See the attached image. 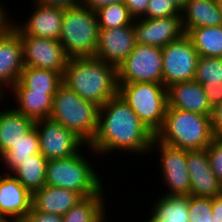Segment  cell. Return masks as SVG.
<instances>
[{"label":"cell","instance_id":"obj_48","mask_svg":"<svg viewBox=\"0 0 222 222\" xmlns=\"http://www.w3.org/2000/svg\"><path fill=\"white\" fill-rule=\"evenodd\" d=\"M4 96L2 94H0V104H3L2 101L4 100L3 98Z\"/></svg>","mask_w":222,"mask_h":222},{"label":"cell","instance_id":"obj_4","mask_svg":"<svg viewBox=\"0 0 222 222\" xmlns=\"http://www.w3.org/2000/svg\"><path fill=\"white\" fill-rule=\"evenodd\" d=\"M99 108L62 83L53 97L49 118L76 133L89 145L97 133Z\"/></svg>","mask_w":222,"mask_h":222},{"label":"cell","instance_id":"obj_17","mask_svg":"<svg viewBox=\"0 0 222 222\" xmlns=\"http://www.w3.org/2000/svg\"><path fill=\"white\" fill-rule=\"evenodd\" d=\"M33 3L35 6L30 18L25 19L27 21L23 24L14 21L13 25L25 36L59 40L64 10Z\"/></svg>","mask_w":222,"mask_h":222},{"label":"cell","instance_id":"obj_42","mask_svg":"<svg viewBox=\"0 0 222 222\" xmlns=\"http://www.w3.org/2000/svg\"><path fill=\"white\" fill-rule=\"evenodd\" d=\"M213 219L216 222H222V195L212 198Z\"/></svg>","mask_w":222,"mask_h":222},{"label":"cell","instance_id":"obj_2","mask_svg":"<svg viewBox=\"0 0 222 222\" xmlns=\"http://www.w3.org/2000/svg\"><path fill=\"white\" fill-rule=\"evenodd\" d=\"M62 79L82 99L99 107L118 95L117 67L94 56L69 58Z\"/></svg>","mask_w":222,"mask_h":222},{"label":"cell","instance_id":"obj_28","mask_svg":"<svg viewBox=\"0 0 222 222\" xmlns=\"http://www.w3.org/2000/svg\"><path fill=\"white\" fill-rule=\"evenodd\" d=\"M186 35L199 56L222 58V25L194 28Z\"/></svg>","mask_w":222,"mask_h":222},{"label":"cell","instance_id":"obj_15","mask_svg":"<svg viewBox=\"0 0 222 222\" xmlns=\"http://www.w3.org/2000/svg\"><path fill=\"white\" fill-rule=\"evenodd\" d=\"M191 196L215 197L220 195V180L212 171L207 149L187 150Z\"/></svg>","mask_w":222,"mask_h":222},{"label":"cell","instance_id":"obj_20","mask_svg":"<svg viewBox=\"0 0 222 222\" xmlns=\"http://www.w3.org/2000/svg\"><path fill=\"white\" fill-rule=\"evenodd\" d=\"M82 198L73 190L44 185L32 194V207L36 211L63 216Z\"/></svg>","mask_w":222,"mask_h":222},{"label":"cell","instance_id":"obj_44","mask_svg":"<svg viewBox=\"0 0 222 222\" xmlns=\"http://www.w3.org/2000/svg\"><path fill=\"white\" fill-rule=\"evenodd\" d=\"M0 222H12L4 214L0 212Z\"/></svg>","mask_w":222,"mask_h":222},{"label":"cell","instance_id":"obj_39","mask_svg":"<svg viewBox=\"0 0 222 222\" xmlns=\"http://www.w3.org/2000/svg\"><path fill=\"white\" fill-rule=\"evenodd\" d=\"M202 87L212 108L222 102V85Z\"/></svg>","mask_w":222,"mask_h":222},{"label":"cell","instance_id":"obj_46","mask_svg":"<svg viewBox=\"0 0 222 222\" xmlns=\"http://www.w3.org/2000/svg\"><path fill=\"white\" fill-rule=\"evenodd\" d=\"M217 1V4H218V7H219V10L222 14V0H216Z\"/></svg>","mask_w":222,"mask_h":222},{"label":"cell","instance_id":"obj_6","mask_svg":"<svg viewBox=\"0 0 222 222\" xmlns=\"http://www.w3.org/2000/svg\"><path fill=\"white\" fill-rule=\"evenodd\" d=\"M98 36L96 11L82 4L64 10L59 41L69 58L94 56Z\"/></svg>","mask_w":222,"mask_h":222},{"label":"cell","instance_id":"obj_37","mask_svg":"<svg viewBox=\"0 0 222 222\" xmlns=\"http://www.w3.org/2000/svg\"><path fill=\"white\" fill-rule=\"evenodd\" d=\"M149 0H124L130 15L134 19L141 18L147 9Z\"/></svg>","mask_w":222,"mask_h":222},{"label":"cell","instance_id":"obj_49","mask_svg":"<svg viewBox=\"0 0 222 222\" xmlns=\"http://www.w3.org/2000/svg\"><path fill=\"white\" fill-rule=\"evenodd\" d=\"M3 174V175H2ZM0 174V180L2 179V177L4 176L5 173Z\"/></svg>","mask_w":222,"mask_h":222},{"label":"cell","instance_id":"obj_35","mask_svg":"<svg viewBox=\"0 0 222 222\" xmlns=\"http://www.w3.org/2000/svg\"><path fill=\"white\" fill-rule=\"evenodd\" d=\"M21 222H63L60 215L36 211L31 207L28 215Z\"/></svg>","mask_w":222,"mask_h":222},{"label":"cell","instance_id":"obj_34","mask_svg":"<svg viewBox=\"0 0 222 222\" xmlns=\"http://www.w3.org/2000/svg\"><path fill=\"white\" fill-rule=\"evenodd\" d=\"M207 153L209 163L212 171L222 179V138L215 137L212 142L207 146Z\"/></svg>","mask_w":222,"mask_h":222},{"label":"cell","instance_id":"obj_9","mask_svg":"<svg viewBox=\"0 0 222 222\" xmlns=\"http://www.w3.org/2000/svg\"><path fill=\"white\" fill-rule=\"evenodd\" d=\"M163 85L192 81L195 78L198 52L190 38L184 34L162 48Z\"/></svg>","mask_w":222,"mask_h":222},{"label":"cell","instance_id":"obj_38","mask_svg":"<svg viewBox=\"0 0 222 222\" xmlns=\"http://www.w3.org/2000/svg\"><path fill=\"white\" fill-rule=\"evenodd\" d=\"M34 2L47 6L66 10L81 4V0H34Z\"/></svg>","mask_w":222,"mask_h":222},{"label":"cell","instance_id":"obj_24","mask_svg":"<svg viewBox=\"0 0 222 222\" xmlns=\"http://www.w3.org/2000/svg\"><path fill=\"white\" fill-rule=\"evenodd\" d=\"M62 83V75L59 72L50 69L24 67L18 81L11 89H30L32 92L56 94Z\"/></svg>","mask_w":222,"mask_h":222},{"label":"cell","instance_id":"obj_26","mask_svg":"<svg viewBox=\"0 0 222 222\" xmlns=\"http://www.w3.org/2000/svg\"><path fill=\"white\" fill-rule=\"evenodd\" d=\"M104 188L91 196L83 197L63 216V222H106Z\"/></svg>","mask_w":222,"mask_h":222},{"label":"cell","instance_id":"obj_3","mask_svg":"<svg viewBox=\"0 0 222 222\" xmlns=\"http://www.w3.org/2000/svg\"><path fill=\"white\" fill-rule=\"evenodd\" d=\"M155 138L166 145L184 150L206 149L215 138L211 116L167 106L164 123Z\"/></svg>","mask_w":222,"mask_h":222},{"label":"cell","instance_id":"obj_31","mask_svg":"<svg viewBox=\"0 0 222 222\" xmlns=\"http://www.w3.org/2000/svg\"><path fill=\"white\" fill-rule=\"evenodd\" d=\"M194 80L202 86L222 85V58L199 56Z\"/></svg>","mask_w":222,"mask_h":222},{"label":"cell","instance_id":"obj_14","mask_svg":"<svg viewBox=\"0 0 222 222\" xmlns=\"http://www.w3.org/2000/svg\"><path fill=\"white\" fill-rule=\"evenodd\" d=\"M136 46L133 23L112 29H99L94 57L119 67Z\"/></svg>","mask_w":222,"mask_h":222},{"label":"cell","instance_id":"obj_13","mask_svg":"<svg viewBox=\"0 0 222 222\" xmlns=\"http://www.w3.org/2000/svg\"><path fill=\"white\" fill-rule=\"evenodd\" d=\"M136 44L163 48L181 38L185 32L181 16L138 18L133 21Z\"/></svg>","mask_w":222,"mask_h":222},{"label":"cell","instance_id":"obj_16","mask_svg":"<svg viewBox=\"0 0 222 222\" xmlns=\"http://www.w3.org/2000/svg\"><path fill=\"white\" fill-rule=\"evenodd\" d=\"M25 67L23 47L19 34L10 28L0 37V94L12 88Z\"/></svg>","mask_w":222,"mask_h":222},{"label":"cell","instance_id":"obj_23","mask_svg":"<svg viewBox=\"0 0 222 222\" xmlns=\"http://www.w3.org/2000/svg\"><path fill=\"white\" fill-rule=\"evenodd\" d=\"M10 92L16 102L13 107L26 117L34 121L50 117L55 94L32 92L30 89H11Z\"/></svg>","mask_w":222,"mask_h":222},{"label":"cell","instance_id":"obj_36","mask_svg":"<svg viewBox=\"0 0 222 222\" xmlns=\"http://www.w3.org/2000/svg\"><path fill=\"white\" fill-rule=\"evenodd\" d=\"M211 128L214 137L222 138V102L212 108Z\"/></svg>","mask_w":222,"mask_h":222},{"label":"cell","instance_id":"obj_40","mask_svg":"<svg viewBox=\"0 0 222 222\" xmlns=\"http://www.w3.org/2000/svg\"><path fill=\"white\" fill-rule=\"evenodd\" d=\"M0 3V37H2L10 28H12V16H8L7 9ZM11 20H10V18ZM11 21V22H10Z\"/></svg>","mask_w":222,"mask_h":222},{"label":"cell","instance_id":"obj_8","mask_svg":"<svg viewBox=\"0 0 222 222\" xmlns=\"http://www.w3.org/2000/svg\"><path fill=\"white\" fill-rule=\"evenodd\" d=\"M118 84L135 82L163 84L162 48L136 44L117 68Z\"/></svg>","mask_w":222,"mask_h":222},{"label":"cell","instance_id":"obj_29","mask_svg":"<svg viewBox=\"0 0 222 222\" xmlns=\"http://www.w3.org/2000/svg\"><path fill=\"white\" fill-rule=\"evenodd\" d=\"M40 154L39 134L34 126L22 139L0 159L3 161L4 168L11 174L22 161L29 159V156Z\"/></svg>","mask_w":222,"mask_h":222},{"label":"cell","instance_id":"obj_32","mask_svg":"<svg viewBox=\"0 0 222 222\" xmlns=\"http://www.w3.org/2000/svg\"><path fill=\"white\" fill-rule=\"evenodd\" d=\"M181 16V10L173 0H149L145 14L141 18H163Z\"/></svg>","mask_w":222,"mask_h":222},{"label":"cell","instance_id":"obj_12","mask_svg":"<svg viewBox=\"0 0 222 222\" xmlns=\"http://www.w3.org/2000/svg\"><path fill=\"white\" fill-rule=\"evenodd\" d=\"M12 28L20 36L25 67L50 69L63 76L69 57L59 40L25 36L13 24Z\"/></svg>","mask_w":222,"mask_h":222},{"label":"cell","instance_id":"obj_11","mask_svg":"<svg viewBox=\"0 0 222 222\" xmlns=\"http://www.w3.org/2000/svg\"><path fill=\"white\" fill-rule=\"evenodd\" d=\"M156 148V149H155ZM153 149L160 152L159 167L162 178L169 192L163 193L168 196H189L191 190L189 172L187 170V150L166 145L156 138L151 145Z\"/></svg>","mask_w":222,"mask_h":222},{"label":"cell","instance_id":"obj_43","mask_svg":"<svg viewBox=\"0 0 222 222\" xmlns=\"http://www.w3.org/2000/svg\"><path fill=\"white\" fill-rule=\"evenodd\" d=\"M189 0H173L177 7L181 10Z\"/></svg>","mask_w":222,"mask_h":222},{"label":"cell","instance_id":"obj_5","mask_svg":"<svg viewBox=\"0 0 222 222\" xmlns=\"http://www.w3.org/2000/svg\"><path fill=\"white\" fill-rule=\"evenodd\" d=\"M85 156L80 151L68 158L49 160L45 185L73 190L82 197L98 194L105 185L102 184V175Z\"/></svg>","mask_w":222,"mask_h":222},{"label":"cell","instance_id":"obj_19","mask_svg":"<svg viewBox=\"0 0 222 222\" xmlns=\"http://www.w3.org/2000/svg\"><path fill=\"white\" fill-rule=\"evenodd\" d=\"M168 106L211 116L212 107L202 85L195 80L174 83L167 88Z\"/></svg>","mask_w":222,"mask_h":222},{"label":"cell","instance_id":"obj_47","mask_svg":"<svg viewBox=\"0 0 222 222\" xmlns=\"http://www.w3.org/2000/svg\"><path fill=\"white\" fill-rule=\"evenodd\" d=\"M220 195H222V179L220 180Z\"/></svg>","mask_w":222,"mask_h":222},{"label":"cell","instance_id":"obj_1","mask_svg":"<svg viewBox=\"0 0 222 222\" xmlns=\"http://www.w3.org/2000/svg\"><path fill=\"white\" fill-rule=\"evenodd\" d=\"M154 139L155 134L118 94L99 108L97 133L87 148L99 156L116 150L140 156L152 154Z\"/></svg>","mask_w":222,"mask_h":222},{"label":"cell","instance_id":"obj_22","mask_svg":"<svg viewBox=\"0 0 222 222\" xmlns=\"http://www.w3.org/2000/svg\"><path fill=\"white\" fill-rule=\"evenodd\" d=\"M185 34L194 28L222 25V14L216 0H189L181 9Z\"/></svg>","mask_w":222,"mask_h":222},{"label":"cell","instance_id":"obj_21","mask_svg":"<svg viewBox=\"0 0 222 222\" xmlns=\"http://www.w3.org/2000/svg\"><path fill=\"white\" fill-rule=\"evenodd\" d=\"M4 109L0 110V159L35 126L33 119L12 106Z\"/></svg>","mask_w":222,"mask_h":222},{"label":"cell","instance_id":"obj_18","mask_svg":"<svg viewBox=\"0 0 222 222\" xmlns=\"http://www.w3.org/2000/svg\"><path fill=\"white\" fill-rule=\"evenodd\" d=\"M32 207L30 193L12 174L0 180V212L12 222H21Z\"/></svg>","mask_w":222,"mask_h":222},{"label":"cell","instance_id":"obj_27","mask_svg":"<svg viewBox=\"0 0 222 222\" xmlns=\"http://www.w3.org/2000/svg\"><path fill=\"white\" fill-rule=\"evenodd\" d=\"M47 162L48 160L41 153L31 155L11 174L33 194L45 185Z\"/></svg>","mask_w":222,"mask_h":222},{"label":"cell","instance_id":"obj_33","mask_svg":"<svg viewBox=\"0 0 222 222\" xmlns=\"http://www.w3.org/2000/svg\"><path fill=\"white\" fill-rule=\"evenodd\" d=\"M190 221L197 219H213L212 197H197L189 195Z\"/></svg>","mask_w":222,"mask_h":222},{"label":"cell","instance_id":"obj_45","mask_svg":"<svg viewBox=\"0 0 222 222\" xmlns=\"http://www.w3.org/2000/svg\"><path fill=\"white\" fill-rule=\"evenodd\" d=\"M190 222H216L214 219H197L195 221H190Z\"/></svg>","mask_w":222,"mask_h":222},{"label":"cell","instance_id":"obj_30","mask_svg":"<svg viewBox=\"0 0 222 222\" xmlns=\"http://www.w3.org/2000/svg\"><path fill=\"white\" fill-rule=\"evenodd\" d=\"M99 29H112L131 25L134 18L130 15L125 3H113L96 10Z\"/></svg>","mask_w":222,"mask_h":222},{"label":"cell","instance_id":"obj_41","mask_svg":"<svg viewBox=\"0 0 222 222\" xmlns=\"http://www.w3.org/2000/svg\"><path fill=\"white\" fill-rule=\"evenodd\" d=\"M124 0H81V4L96 11L97 9L113 3H122Z\"/></svg>","mask_w":222,"mask_h":222},{"label":"cell","instance_id":"obj_10","mask_svg":"<svg viewBox=\"0 0 222 222\" xmlns=\"http://www.w3.org/2000/svg\"><path fill=\"white\" fill-rule=\"evenodd\" d=\"M35 127L39 134L40 153L48 161L71 157L83 146H88L76 133L51 118L36 120Z\"/></svg>","mask_w":222,"mask_h":222},{"label":"cell","instance_id":"obj_25","mask_svg":"<svg viewBox=\"0 0 222 222\" xmlns=\"http://www.w3.org/2000/svg\"><path fill=\"white\" fill-rule=\"evenodd\" d=\"M144 222H190L189 196H159Z\"/></svg>","mask_w":222,"mask_h":222},{"label":"cell","instance_id":"obj_7","mask_svg":"<svg viewBox=\"0 0 222 222\" xmlns=\"http://www.w3.org/2000/svg\"><path fill=\"white\" fill-rule=\"evenodd\" d=\"M118 94L154 134L161 129L168 106L167 88L163 84H119Z\"/></svg>","mask_w":222,"mask_h":222}]
</instances>
